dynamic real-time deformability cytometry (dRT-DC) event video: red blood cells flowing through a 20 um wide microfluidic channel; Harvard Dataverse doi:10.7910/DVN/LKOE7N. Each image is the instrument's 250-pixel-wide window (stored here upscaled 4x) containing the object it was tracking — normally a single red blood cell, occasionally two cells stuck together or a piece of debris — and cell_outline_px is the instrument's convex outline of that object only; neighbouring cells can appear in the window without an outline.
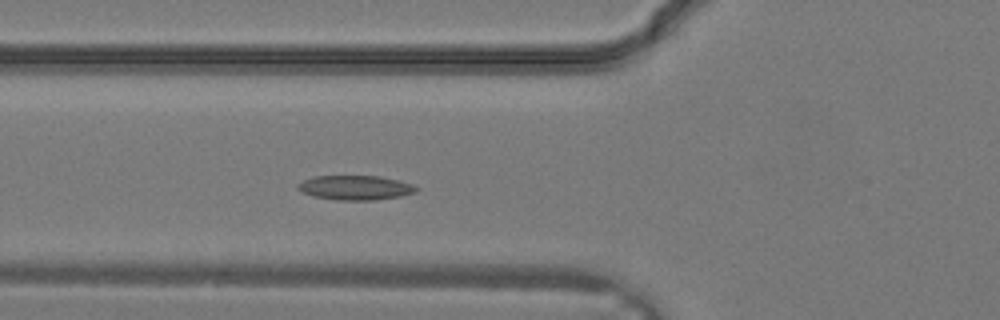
{"species": "common noctule bat (a hibernating species)", "species_latin": "Nyctalus noctula", "temperature_condition": "warm", "stored_images_in_passage": 29, "camera_frame_rate_fps": 3000, "um_per_image_px": 0.085, "animal": {"sex": "male", "body_mass_g": 19.2, "forearm_length_mm": 51.8}, "frame": {"image": 1, "passage_image": 9, "time_ms": 2.667, "image_size_px": [1000, 320], "cell_outline_px": [[420, 188], [416, 192], [400, 196], [376, 200], [336, 200], [312, 196], [296, 188], [296, 184], [312, 176], [380, 176], [412, 184]], "centroid_in_image_um": [30.19, 15.95], "position_along_channel_um": 95.6, "area_um2": 16.94}}
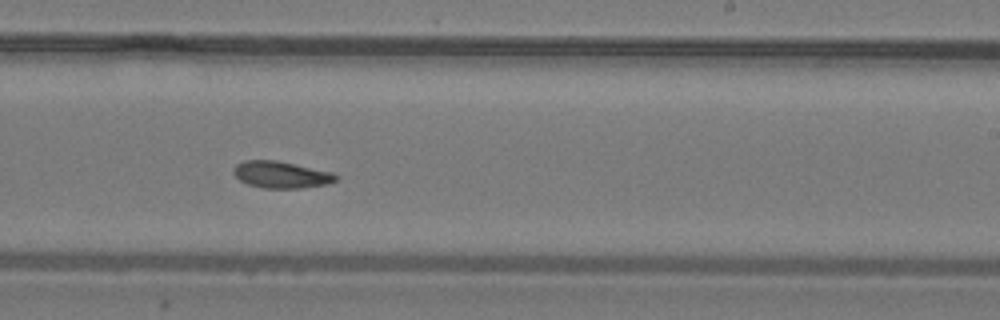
{"frame": {"image": 2, "passage_image": 17, "time_ms": 5.333, "image_size_px": [1000, 320], "cell_outline_px": [[340, 176], [336, 180], [328, 184], [300, 188], [264, 188], [248, 184], [240, 180], [232, 172], [232, 168], [236, 164], [244, 160], [276, 160], [332, 172]], "centroid_in_image_um": [23.89, 14.84], "position_along_channel_um": 265.1, "area_um2": 16.01}}
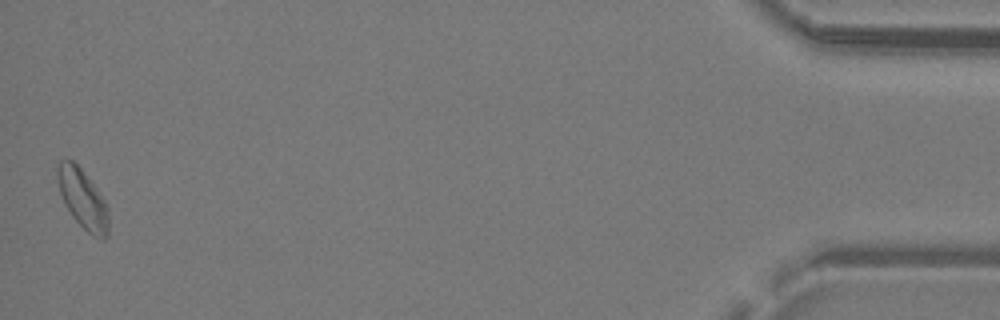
{"frame": {"image": 3, "passage_image": 29, "time_ms": 9.333, "image_size_px": [1000, 320], "cell_outline_px": [[108, 236], [104, 240], [100, 240], [92, 236], [72, 216], [64, 204], [60, 192], [56, 176], [56, 168], [60, 160], [72, 160], [80, 168], [104, 200], [108, 208]], "centroid_in_image_um": [7.02, 16.95], "position_along_channel_um": 428.2, "area_um2": 17.51}}